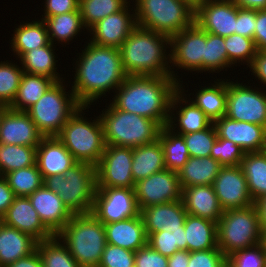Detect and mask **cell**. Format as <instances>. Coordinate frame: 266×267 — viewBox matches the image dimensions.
<instances>
[{"label":"cell","mask_w":266,"mask_h":267,"mask_svg":"<svg viewBox=\"0 0 266 267\" xmlns=\"http://www.w3.org/2000/svg\"><path fill=\"white\" fill-rule=\"evenodd\" d=\"M87 44L75 60L71 90L81 106L90 107L110 90L116 91L127 75L119 49Z\"/></svg>","instance_id":"cell-1"},{"label":"cell","mask_w":266,"mask_h":267,"mask_svg":"<svg viewBox=\"0 0 266 267\" xmlns=\"http://www.w3.org/2000/svg\"><path fill=\"white\" fill-rule=\"evenodd\" d=\"M178 89L179 83L170 76H127L111 103L117 109L167 126L171 100Z\"/></svg>","instance_id":"cell-2"},{"label":"cell","mask_w":266,"mask_h":267,"mask_svg":"<svg viewBox=\"0 0 266 267\" xmlns=\"http://www.w3.org/2000/svg\"><path fill=\"white\" fill-rule=\"evenodd\" d=\"M167 49L169 36L136 26L119 48L126 75L172 77Z\"/></svg>","instance_id":"cell-3"},{"label":"cell","mask_w":266,"mask_h":267,"mask_svg":"<svg viewBox=\"0 0 266 267\" xmlns=\"http://www.w3.org/2000/svg\"><path fill=\"white\" fill-rule=\"evenodd\" d=\"M56 236L81 267H98L107 241L103 223L92 213L73 214Z\"/></svg>","instance_id":"cell-4"},{"label":"cell","mask_w":266,"mask_h":267,"mask_svg":"<svg viewBox=\"0 0 266 267\" xmlns=\"http://www.w3.org/2000/svg\"><path fill=\"white\" fill-rule=\"evenodd\" d=\"M100 113L106 145L138 147L157 141L162 125L155 120L117 109L112 103Z\"/></svg>","instance_id":"cell-5"},{"label":"cell","mask_w":266,"mask_h":267,"mask_svg":"<svg viewBox=\"0 0 266 267\" xmlns=\"http://www.w3.org/2000/svg\"><path fill=\"white\" fill-rule=\"evenodd\" d=\"M86 109L89 106H80L65 123L57 138L78 163L96 166L106 147L103 125L100 116L92 121L84 117Z\"/></svg>","instance_id":"cell-6"},{"label":"cell","mask_w":266,"mask_h":267,"mask_svg":"<svg viewBox=\"0 0 266 267\" xmlns=\"http://www.w3.org/2000/svg\"><path fill=\"white\" fill-rule=\"evenodd\" d=\"M44 186L57 193L72 214L91 213L96 192V167L77 163L63 175L46 177Z\"/></svg>","instance_id":"cell-7"},{"label":"cell","mask_w":266,"mask_h":267,"mask_svg":"<svg viewBox=\"0 0 266 267\" xmlns=\"http://www.w3.org/2000/svg\"><path fill=\"white\" fill-rule=\"evenodd\" d=\"M262 228L256 205L225 210L217 222V245L228 257L261 243Z\"/></svg>","instance_id":"cell-8"},{"label":"cell","mask_w":266,"mask_h":267,"mask_svg":"<svg viewBox=\"0 0 266 267\" xmlns=\"http://www.w3.org/2000/svg\"><path fill=\"white\" fill-rule=\"evenodd\" d=\"M64 81L55 82L25 111L44 137H57L68 119L81 106L72 90L66 92Z\"/></svg>","instance_id":"cell-9"},{"label":"cell","mask_w":266,"mask_h":267,"mask_svg":"<svg viewBox=\"0 0 266 267\" xmlns=\"http://www.w3.org/2000/svg\"><path fill=\"white\" fill-rule=\"evenodd\" d=\"M137 26L169 37L194 23L195 11L180 0H135Z\"/></svg>","instance_id":"cell-10"},{"label":"cell","mask_w":266,"mask_h":267,"mask_svg":"<svg viewBox=\"0 0 266 267\" xmlns=\"http://www.w3.org/2000/svg\"><path fill=\"white\" fill-rule=\"evenodd\" d=\"M206 43V31L195 22L188 28L170 37V64H172V78L180 83V77L174 71L184 69L187 71L203 72V56ZM173 69V70H172ZM198 71V72H197Z\"/></svg>","instance_id":"cell-11"},{"label":"cell","mask_w":266,"mask_h":267,"mask_svg":"<svg viewBox=\"0 0 266 267\" xmlns=\"http://www.w3.org/2000/svg\"><path fill=\"white\" fill-rule=\"evenodd\" d=\"M229 81V82H228ZM252 88V89H251ZM227 79L226 117L266 127V91Z\"/></svg>","instance_id":"cell-12"},{"label":"cell","mask_w":266,"mask_h":267,"mask_svg":"<svg viewBox=\"0 0 266 267\" xmlns=\"http://www.w3.org/2000/svg\"><path fill=\"white\" fill-rule=\"evenodd\" d=\"M91 213L103 224L138 216L140 210L134 188H96Z\"/></svg>","instance_id":"cell-13"},{"label":"cell","mask_w":266,"mask_h":267,"mask_svg":"<svg viewBox=\"0 0 266 267\" xmlns=\"http://www.w3.org/2000/svg\"><path fill=\"white\" fill-rule=\"evenodd\" d=\"M132 147L106 145L96 167V188H134Z\"/></svg>","instance_id":"cell-14"},{"label":"cell","mask_w":266,"mask_h":267,"mask_svg":"<svg viewBox=\"0 0 266 267\" xmlns=\"http://www.w3.org/2000/svg\"><path fill=\"white\" fill-rule=\"evenodd\" d=\"M134 191L139 210L182 199L178 172L166 168L137 181Z\"/></svg>","instance_id":"cell-15"},{"label":"cell","mask_w":266,"mask_h":267,"mask_svg":"<svg viewBox=\"0 0 266 267\" xmlns=\"http://www.w3.org/2000/svg\"><path fill=\"white\" fill-rule=\"evenodd\" d=\"M222 209H242L255 204L240 165L222 166L213 182Z\"/></svg>","instance_id":"cell-16"},{"label":"cell","mask_w":266,"mask_h":267,"mask_svg":"<svg viewBox=\"0 0 266 267\" xmlns=\"http://www.w3.org/2000/svg\"><path fill=\"white\" fill-rule=\"evenodd\" d=\"M130 3L118 13L109 15L98 21L88 31L90 32L89 42L102 47H114L119 49L129 34L137 26L135 7Z\"/></svg>","instance_id":"cell-17"},{"label":"cell","mask_w":266,"mask_h":267,"mask_svg":"<svg viewBox=\"0 0 266 267\" xmlns=\"http://www.w3.org/2000/svg\"><path fill=\"white\" fill-rule=\"evenodd\" d=\"M238 6L232 0H207L195 11L194 22L204 31L221 37L236 34Z\"/></svg>","instance_id":"cell-18"},{"label":"cell","mask_w":266,"mask_h":267,"mask_svg":"<svg viewBox=\"0 0 266 267\" xmlns=\"http://www.w3.org/2000/svg\"><path fill=\"white\" fill-rule=\"evenodd\" d=\"M182 85L183 81H180L179 89L173 94L167 127L180 135L194 133L208 128L213 121L186 97L187 95L184 93L185 89Z\"/></svg>","instance_id":"cell-19"},{"label":"cell","mask_w":266,"mask_h":267,"mask_svg":"<svg viewBox=\"0 0 266 267\" xmlns=\"http://www.w3.org/2000/svg\"><path fill=\"white\" fill-rule=\"evenodd\" d=\"M0 221L20 232L27 233L38 242L53 238L55 235L43 224L28 197L15 196Z\"/></svg>","instance_id":"cell-20"},{"label":"cell","mask_w":266,"mask_h":267,"mask_svg":"<svg viewBox=\"0 0 266 267\" xmlns=\"http://www.w3.org/2000/svg\"><path fill=\"white\" fill-rule=\"evenodd\" d=\"M217 136L238 145L245 153L262 152L265 145V128L258 124L235 121L226 116L213 122Z\"/></svg>","instance_id":"cell-21"},{"label":"cell","mask_w":266,"mask_h":267,"mask_svg":"<svg viewBox=\"0 0 266 267\" xmlns=\"http://www.w3.org/2000/svg\"><path fill=\"white\" fill-rule=\"evenodd\" d=\"M43 138L36 124L25 111L9 108L2 117L0 144L37 147Z\"/></svg>","instance_id":"cell-22"},{"label":"cell","mask_w":266,"mask_h":267,"mask_svg":"<svg viewBox=\"0 0 266 267\" xmlns=\"http://www.w3.org/2000/svg\"><path fill=\"white\" fill-rule=\"evenodd\" d=\"M28 198L43 224L54 235H57L71 220L73 214L64 205L60 196L44 184Z\"/></svg>","instance_id":"cell-23"},{"label":"cell","mask_w":266,"mask_h":267,"mask_svg":"<svg viewBox=\"0 0 266 267\" xmlns=\"http://www.w3.org/2000/svg\"><path fill=\"white\" fill-rule=\"evenodd\" d=\"M147 237L158 231L181 230L188 215L181 200L152 205L140 210Z\"/></svg>","instance_id":"cell-24"},{"label":"cell","mask_w":266,"mask_h":267,"mask_svg":"<svg viewBox=\"0 0 266 267\" xmlns=\"http://www.w3.org/2000/svg\"><path fill=\"white\" fill-rule=\"evenodd\" d=\"M78 162L57 137H44L37 146L36 164L43 180L63 175Z\"/></svg>","instance_id":"cell-25"},{"label":"cell","mask_w":266,"mask_h":267,"mask_svg":"<svg viewBox=\"0 0 266 267\" xmlns=\"http://www.w3.org/2000/svg\"><path fill=\"white\" fill-rule=\"evenodd\" d=\"M182 201L189 215L218 222L224 210L213 185L190 186L182 189Z\"/></svg>","instance_id":"cell-26"},{"label":"cell","mask_w":266,"mask_h":267,"mask_svg":"<svg viewBox=\"0 0 266 267\" xmlns=\"http://www.w3.org/2000/svg\"><path fill=\"white\" fill-rule=\"evenodd\" d=\"M103 225L108 244H113L134 252L147 244L148 237L141 214L134 218Z\"/></svg>","instance_id":"cell-27"},{"label":"cell","mask_w":266,"mask_h":267,"mask_svg":"<svg viewBox=\"0 0 266 267\" xmlns=\"http://www.w3.org/2000/svg\"><path fill=\"white\" fill-rule=\"evenodd\" d=\"M38 241L0 221V267H6L37 249Z\"/></svg>","instance_id":"cell-28"},{"label":"cell","mask_w":266,"mask_h":267,"mask_svg":"<svg viewBox=\"0 0 266 267\" xmlns=\"http://www.w3.org/2000/svg\"><path fill=\"white\" fill-rule=\"evenodd\" d=\"M184 231L188 252L218 248L217 222L188 214Z\"/></svg>","instance_id":"cell-29"},{"label":"cell","mask_w":266,"mask_h":267,"mask_svg":"<svg viewBox=\"0 0 266 267\" xmlns=\"http://www.w3.org/2000/svg\"><path fill=\"white\" fill-rule=\"evenodd\" d=\"M222 165L209 157H189L178 172L181 189L190 186L213 185Z\"/></svg>","instance_id":"cell-30"},{"label":"cell","mask_w":266,"mask_h":267,"mask_svg":"<svg viewBox=\"0 0 266 267\" xmlns=\"http://www.w3.org/2000/svg\"><path fill=\"white\" fill-rule=\"evenodd\" d=\"M165 168L163 148L159 140L133 148L132 177L135 183Z\"/></svg>","instance_id":"cell-31"},{"label":"cell","mask_w":266,"mask_h":267,"mask_svg":"<svg viewBox=\"0 0 266 267\" xmlns=\"http://www.w3.org/2000/svg\"><path fill=\"white\" fill-rule=\"evenodd\" d=\"M13 31L10 46L17 57L16 59L20 58L25 52L50 43L47 27L43 20L23 22Z\"/></svg>","instance_id":"cell-32"},{"label":"cell","mask_w":266,"mask_h":267,"mask_svg":"<svg viewBox=\"0 0 266 267\" xmlns=\"http://www.w3.org/2000/svg\"><path fill=\"white\" fill-rule=\"evenodd\" d=\"M55 45L49 43L43 47L35 48L25 52L18 60L22 66L23 72L47 76L55 82L63 81L60 74L57 72L56 63L58 58L55 54ZM55 53V54H54Z\"/></svg>","instance_id":"cell-33"},{"label":"cell","mask_w":266,"mask_h":267,"mask_svg":"<svg viewBox=\"0 0 266 267\" xmlns=\"http://www.w3.org/2000/svg\"><path fill=\"white\" fill-rule=\"evenodd\" d=\"M221 80V81H220ZM217 81V82H216ZM209 86L197 90L190 100L198 106L213 122L226 115L227 79H217Z\"/></svg>","instance_id":"cell-34"},{"label":"cell","mask_w":266,"mask_h":267,"mask_svg":"<svg viewBox=\"0 0 266 267\" xmlns=\"http://www.w3.org/2000/svg\"><path fill=\"white\" fill-rule=\"evenodd\" d=\"M55 83L47 76L23 72L14 101L9 107L15 111H26L35 104Z\"/></svg>","instance_id":"cell-35"},{"label":"cell","mask_w":266,"mask_h":267,"mask_svg":"<svg viewBox=\"0 0 266 267\" xmlns=\"http://www.w3.org/2000/svg\"><path fill=\"white\" fill-rule=\"evenodd\" d=\"M240 167L247 180L250 196L256 202L266 194V154L263 151L245 153Z\"/></svg>","instance_id":"cell-36"},{"label":"cell","mask_w":266,"mask_h":267,"mask_svg":"<svg viewBox=\"0 0 266 267\" xmlns=\"http://www.w3.org/2000/svg\"><path fill=\"white\" fill-rule=\"evenodd\" d=\"M43 21L46 24L50 42L53 44L55 41L67 44L69 41H73L74 37L76 38L82 32V29L87 30L80 11L47 17Z\"/></svg>","instance_id":"cell-37"},{"label":"cell","mask_w":266,"mask_h":267,"mask_svg":"<svg viewBox=\"0 0 266 267\" xmlns=\"http://www.w3.org/2000/svg\"><path fill=\"white\" fill-rule=\"evenodd\" d=\"M158 140L163 148L166 169L179 172L190 157L183 136L163 126Z\"/></svg>","instance_id":"cell-38"},{"label":"cell","mask_w":266,"mask_h":267,"mask_svg":"<svg viewBox=\"0 0 266 267\" xmlns=\"http://www.w3.org/2000/svg\"><path fill=\"white\" fill-rule=\"evenodd\" d=\"M37 147L0 144V171L1 175L36 165Z\"/></svg>","instance_id":"cell-39"},{"label":"cell","mask_w":266,"mask_h":267,"mask_svg":"<svg viewBox=\"0 0 266 267\" xmlns=\"http://www.w3.org/2000/svg\"><path fill=\"white\" fill-rule=\"evenodd\" d=\"M130 0H79V11L87 31L103 18L123 10Z\"/></svg>","instance_id":"cell-40"},{"label":"cell","mask_w":266,"mask_h":267,"mask_svg":"<svg viewBox=\"0 0 266 267\" xmlns=\"http://www.w3.org/2000/svg\"><path fill=\"white\" fill-rule=\"evenodd\" d=\"M37 250L43 267H81L56 235L38 242Z\"/></svg>","instance_id":"cell-41"},{"label":"cell","mask_w":266,"mask_h":267,"mask_svg":"<svg viewBox=\"0 0 266 267\" xmlns=\"http://www.w3.org/2000/svg\"><path fill=\"white\" fill-rule=\"evenodd\" d=\"M4 177L15 196L28 197L44 184L37 164L11 171Z\"/></svg>","instance_id":"cell-42"},{"label":"cell","mask_w":266,"mask_h":267,"mask_svg":"<svg viewBox=\"0 0 266 267\" xmlns=\"http://www.w3.org/2000/svg\"><path fill=\"white\" fill-rule=\"evenodd\" d=\"M231 65L227 57L225 38L206 32L203 72L219 73L225 68L227 71L228 67H233Z\"/></svg>","instance_id":"cell-43"},{"label":"cell","mask_w":266,"mask_h":267,"mask_svg":"<svg viewBox=\"0 0 266 267\" xmlns=\"http://www.w3.org/2000/svg\"><path fill=\"white\" fill-rule=\"evenodd\" d=\"M225 48L228 60L233 66L243 62L248 68L257 53L253 39L235 33L225 37Z\"/></svg>","instance_id":"cell-44"},{"label":"cell","mask_w":266,"mask_h":267,"mask_svg":"<svg viewBox=\"0 0 266 267\" xmlns=\"http://www.w3.org/2000/svg\"><path fill=\"white\" fill-rule=\"evenodd\" d=\"M147 244L165 257L172 256L179 250H187L184 225L173 232L158 231L148 236Z\"/></svg>","instance_id":"cell-45"},{"label":"cell","mask_w":266,"mask_h":267,"mask_svg":"<svg viewBox=\"0 0 266 267\" xmlns=\"http://www.w3.org/2000/svg\"><path fill=\"white\" fill-rule=\"evenodd\" d=\"M23 69L16 63L0 62V102L11 106L20 85Z\"/></svg>","instance_id":"cell-46"},{"label":"cell","mask_w":266,"mask_h":267,"mask_svg":"<svg viewBox=\"0 0 266 267\" xmlns=\"http://www.w3.org/2000/svg\"><path fill=\"white\" fill-rule=\"evenodd\" d=\"M190 157H209L217 139V131L212 123L208 128L182 135Z\"/></svg>","instance_id":"cell-47"},{"label":"cell","mask_w":266,"mask_h":267,"mask_svg":"<svg viewBox=\"0 0 266 267\" xmlns=\"http://www.w3.org/2000/svg\"><path fill=\"white\" fill-rule=\"evenodd\" d=\"M244 154L245 152L234 142L217 136L210 156L222 166H237L240 165Z\"/></svg>","instance_id":"cell-48"},{"label":"cell","mask_w":266,"mask_h":267,"mask_svg":"<svg viewBox=\"0 0 266 267\" xmlns=\"http://www.w3.org/2000/svg\"><path fill=\"white\" fill-rule=\"evenodd\" d=\"M227 263L231 267H265L266 250L261 243L238 250L227 257Z\"/></svg>","instance_id":"cell-49"},{"label":"cell","mask_w":266,"mask_h":267,"mask_svg":"<svg viewBox=\"0 0 266 267\" xmlns=\"http://www.w3.org/2000/svg\"><path fill=\"white\" fill-rule=\"evenodd\" d=\"M135 252L106 244L98 267H134Z\"/></svg>","instance_id":"cell-50"},{"label":"cell","mask_w":266,"mask_h":267,"mask_svg":"<svg viewBox=\"0 0 266 267\" xmlns=\"http://www.w3.org/2000/svg\"><path fill=\"white\" fill-rule=\"evenodd\" d=\"M227 257L219 248L190 252L188 267H225Z\"/></svg>","instance_id":"cell-51"},{"label":"cell","mask_w":266,"mask_h":267,"mask_svg":"<svg viewBox=\"0 0 266 267\" xmlns=\"http://www.w3.org/2000/svg\"><path fill=\"white\" fill-rule=\"evenodd\" d=\"M168 257L146 244L135 252V267H168Z\"/></svg>","instance_id":"cell-52"},{"label":"cell","mask_w":266,"mask_h":267,"mask_svg":"<svg viewBox=\"0 0 266 267\" xmlns=\"http://www.w3.org/2000/svg\"><path fill=\"white\" fill-rule=\"evenodd\" d=\"M256 27V10L242 9L238 7L236 20V34L254 40Z\"/></svg>","instance_id":"cell-53"},{"label":"cell","mask_w":266,"mask_h":267,"mask_svg":"<svg viewBox=\"0 0 266 267\" xmlns=\"http://www.w3.org/2000/svg\"><path fill=\"white\" fill-rule=\"evenodd\" d=\"M44 15L42 19L47 17L65 14L72 11H79V0H44Z\"/></svg>","instance_id":"cell-54"},{"label":"cell","mask_w":266,"mask_h":267,"mask_svg":"<svg viewBox=\"0 0 266 267\" xmlns=\"http://www.w3.org/2000/svg\"><path fill=\"white\" fill-rule=\"evenodd\" d=\"M254 43L257 51H264L266 49V9L256 10Z\"/></svg>","instance_id":"cell-55"},{"label":"cell","mask_w":266,"mask_h":267,"mask_svg":"<svg viewBox=\"0 0 266 267\" xmlns=\"http://www.w3.org/2000/svg\"><path fill=\"white\" fill-rule=\"evenodd\" d=\"M250 71L260 80L263 87L266 86V52L257 51L256 56L253 58L251 65L249 66ZM252 69V70H251Z\"/></svg>","instance_id":"cell-56"},{"label":"cell","mask_w":266,"mask_h":267,"mask_svg":"<svg viewBox=\"0 0 266 267\" xmlns=\"http://www.w3.org/2000/svg\"><path fill=\"white\" fill-rule=\"evenodd\" d=\"M15 195L4 176L0 177V219L13 203Z\"/></svg>","instance_id":"cell-57"},{"label":"cell","mask_w":266,"mask_h":267,"mask_svg":"<svg viewBox=\"0 0 266 267\" xmlns=\"http://www.w3.org/2000/svg\"><path fill=\"white\" fill-rule=\"evenodd\" d=\"M6 267H43V262L36 249L30 255L18 259L14 263L8 264Z\"/></svg>","instance_id":"cell-58"},{"label":"cell","mask_w":266,"mask_h":267,"mask_svg":"<svg viewBox=\"0 0 266 267\" xmlns=\"http://www.w3.org/2000/svg\"><path fill=\"white\" fill-rule=\"evenodd\" d=\"M190 252L187 250H179L172 256L168 257V267H188Z\"/></svg>","instance_id":"cell-59"},{"label":"cell","mask_w":266,"mask_h":267,"mask_svg":"<svg viewBox=\"0 0 266 267\" xmlns=\"http://www.w3.org/2000/svg\"><path fill=\"white\" fill-rule=\"evenodd\" d=\"M232 2L242 9L263 10L266 9V0H232Z\"/></svg>","instance_id":"cell-60"},{"label":"cell","mask_w":266,"mask_h":267,"mask_svg":"<svg viewBox=\"0 0 266 267\" xmlns=\"http://www.w3.org/2000/svg\"><path fill=\"white\" fill-rule=\"evenodd\" d=\"M259 213V220L262 229L266 228V194L255 202Z\"/></svg>","instance_id":"cell-61"},{"label":"cell","mask_w":266,"mask_h":267,"mask_svg":"<svg viewBox=\"0 0 266 267\" xmlns=\"http://www.w3.org/2000/svg\"><path fill=\"white\" fill-rule=\"evenodd\" d=\"M180 1L186 3L192 10L196 11L207 0H180Z\"/></svg>","instance_id":"cell-62"},{"label":"cell","mask_w":266,"mask_h":267,"mask_svg":"<svg viewBox=\"0 0 266 267\" xmlns=\"http://www.w3.org/2000/svg\"><path fill=\"white\" fill-rule=\"evenodd\" d=\"M8 109H9V106H7L6 104L0 102V124H1L2 117L4 116L5 112Z\"/></svg>","instance_id":"cell-63"},{"label":"cell","mask_w":266,"mask_h":267,"mask_svg":"<svg viewBox=\"0 0 266 267\" xmlns=\"http://www.w3.org/2000/svg\"><path fill=\"white\" fill-rule=\"evenodd\" d=\"M261 244L263 245V248L266 250V228L262 229V240Z\"/></svg>","instance_id":"cell-64"},{"label":"cell","mask_w":266,"mask_h":267,"mask_svg":"<svg viewBox=\"0 0 266 267\" xmlns=\"http://www.w3.org/2000/svg\"><path fill=\"white\" fill-rule=\"evenodd\" d=\"M263 152L266 154V128H265V145H264Z\"/></svg>","instance_id":"cell-65"},{"label":"cell","mask_w":266,"mask_h":267,"mask_svg":"<svg viewBox=\"0 0 266 267\" xmlns=\"http://www.w3.org/2000/svg\"><path fill=\"white\" fill-rule=\"evenodd\" d=\"M225 267H231L228 263H226Z\"/></svg>","instance_id":"cell-66"}]
</instances>
